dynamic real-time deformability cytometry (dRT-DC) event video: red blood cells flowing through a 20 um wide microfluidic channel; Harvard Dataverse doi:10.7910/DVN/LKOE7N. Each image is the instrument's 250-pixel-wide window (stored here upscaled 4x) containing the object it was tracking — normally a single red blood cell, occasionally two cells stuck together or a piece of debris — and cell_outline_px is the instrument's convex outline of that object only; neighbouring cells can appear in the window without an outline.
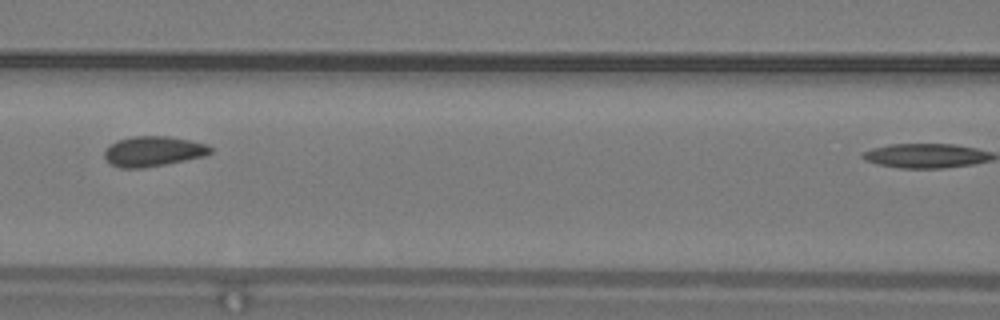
{"species": "common noctule bat (a hibernating species)", "species_latin": "Nyctalus noctula", "temperature_condition": "warm", "stored_images_in_passage": 21, "camera_frame_rate_fps": 3000, "um_per_image_px": 0.085, "animal": {"sex": "male", "body_mass_g": 19.2, "forearm_length_mm": 51.8}, "frame": {"image": 1, "passage_image": 18, "time_ms": 5.667, "image_size_px": [1000, 320], "cell_outline_px": [[212, 152], [204, 156], [144, 168], [120, 168], [112, 164], [104, 156], [104, 152], [116, 140], [132, 136], [168, 136], [208, 144], [212, 148]], "centroid_in_image_um": [13.03, 12.85], "position_along_channel_um": 153.6, "area_um2": 18.44}}